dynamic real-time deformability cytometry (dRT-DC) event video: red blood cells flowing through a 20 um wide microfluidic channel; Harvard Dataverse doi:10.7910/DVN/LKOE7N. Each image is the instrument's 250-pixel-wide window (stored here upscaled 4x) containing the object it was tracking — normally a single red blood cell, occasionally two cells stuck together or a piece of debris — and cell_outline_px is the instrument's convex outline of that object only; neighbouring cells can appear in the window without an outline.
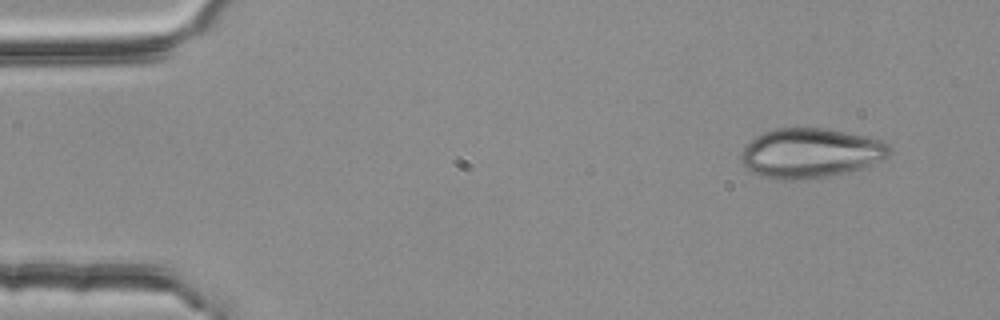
{"species": "common noctule bat (a hibernating species)", "species_latin": "Nyctalus noctula", "temperature_condition": "room temperature", "stored_images_in_passage": 3, "camera_frame_rate_fps": 3000, "um_per_image_px": 0.085, "animal": {"sex": "female", "body_mass_g": 25.1}, "frame": {"image": 1, "passage_image": 1, "time_ms": 0.0, "image_size_px": [1000, 320], "cell_outline_px": [[892, 152], [888, 156], [880, 160], [860, 168], [848, 172], [804, 180], [780, 180], [748, 172], [740, 164], [740, 152], [744, 144], [756, 136], [772, 128], [824, 128], [884, 140], [892, 148]], "centroid_in_image_um": [68.82, 13.01], "position_along_channel_um": 16.2, "area_um2": 43.41}}